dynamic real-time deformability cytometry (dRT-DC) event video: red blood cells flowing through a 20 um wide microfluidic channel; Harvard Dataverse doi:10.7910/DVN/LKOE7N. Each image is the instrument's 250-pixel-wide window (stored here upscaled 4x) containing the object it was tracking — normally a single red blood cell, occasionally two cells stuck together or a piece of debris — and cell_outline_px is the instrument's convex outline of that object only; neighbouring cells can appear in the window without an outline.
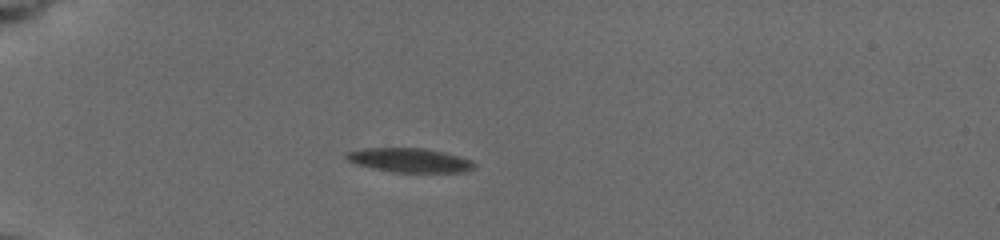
{"species": "common noctule bat (a hibernating species)", "species_latin": "Nyctalus noctula", "temperature_condition": "cold", "stored_images_in_passage": 41, "camera_frame_rate_fps": 3000, "um_per_image_px": 0.085, "animal": {"sex": "female", "body_mass_g": 19.5, "forearm_length_mm": 54.1}, "frame": {"image": 1, "passage_image": 1, "time_ms": 0.0, "image_size_px": [1000, 240], "cell_outline_px": [[476, 168], [468, 172], [392, 172], [372, 168], [356, 164], [348, 160], [344, 156], [344, 152], [364, 148], [424, 148], [444, 152], [472, 160], [476, 164]], "centroid_in_image_um": [34.83, 13.62], "position_along_channel_um": 50.2, "area_um2": 18.21}}
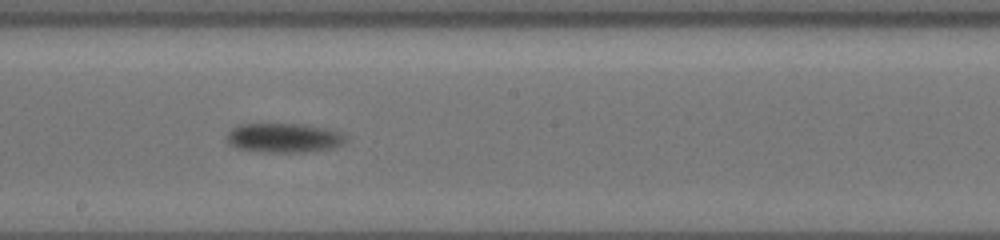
{"frame": {"image": 2, "passage_image": 18, "time_ms": 5.667, "image_size_px": [1000, 240], "cell_outline_px": [[348, 136], [340, 144], [332, 148], [304, 152], [264, 152], [236, 148], [228, 144], [228, 132], [232, 128], [240, 124], [304, 124], [324, 128], [340, 132]], "centroid_in_image_um": [24.11, 11.72], "position_along_channel_um": 224.1, "area_um2": 20.23}}
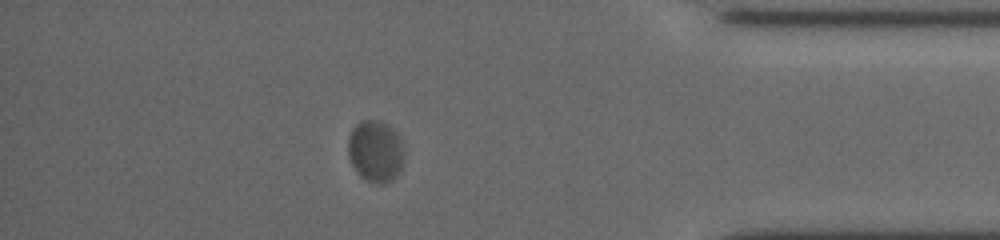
{"frame": {"image": 3, "passage_image": 35, "time_ms": 11.333, "image_size_px": [1000, 240], "cell_outline_px": [[404, 164], [400, 172], [392, 180], [384, 184], [380, 184], [368, 180], [360, 176], [352, 164], [348, 156], [348, 140], [352, 128], [360, 120], [380, 120], [388, 124], [392, 128], [400, 140], [404, 152]], "centroid_in_image_um": [31.93, 12.85], "position_along_channel_um": 403.3, "area_um2": 20.35}, "authors_computed_cell_mechanics": {"area_um2": 19.5942, "velocity_mm_per_s": 3.6257, "shape_relaxation_time_tau1_ms": 1.7866, "shape_relaxation_time_tau2_ms": null, "deformation_change_tau1": 0.0796, "deformation_change_tau2": null}}